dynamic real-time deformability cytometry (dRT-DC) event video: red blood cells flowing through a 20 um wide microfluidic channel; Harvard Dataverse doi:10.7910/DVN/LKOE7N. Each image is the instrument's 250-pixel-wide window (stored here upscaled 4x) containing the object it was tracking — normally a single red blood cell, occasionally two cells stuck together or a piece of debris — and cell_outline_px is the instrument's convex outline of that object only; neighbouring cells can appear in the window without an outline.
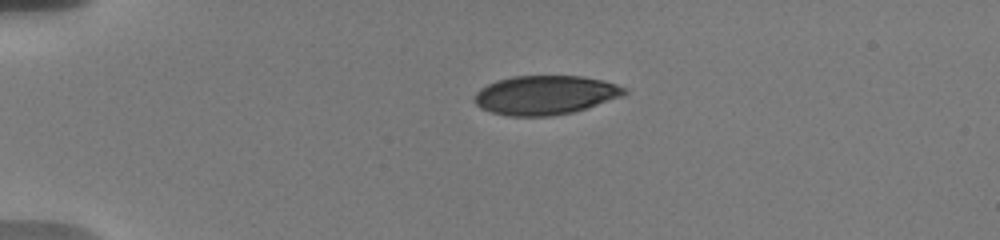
{"species": "human", "species_latin": "Homo sapiens", "temperature_condition": "warm", "stored_images_in_passage": 7, "camera_frame_rate_fps": 3000, "um_per_image_px": 0.085, "donor": {"sex": "male"}, "frame": {"image": 1, "passage_image": 1, "time_ms": 0.0, "image_size_px": [1000, 240], "cell_outline_px": [[628, 92], [624, 96], [572, 112], [552, 116], [508, 116], [492, 112], [480, 108], [472, 100], [472, 96], [480, 88], [496, 80], [512, 76], [584, 76], [604, 80], [628, 88]], "centroid_in_image_um": [46.34, 8.07], "position_along_channel_um": 38.7, "area_um2": 34.45}}
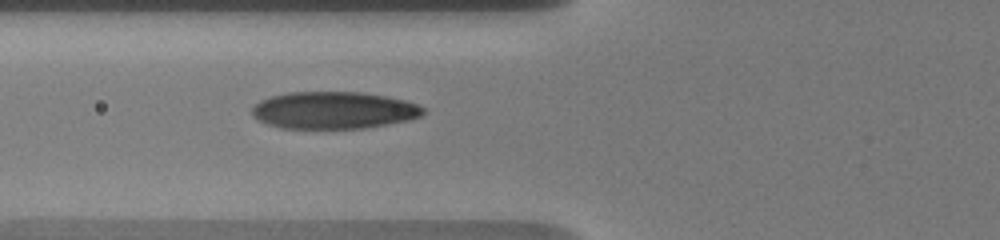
{"frame": {"image": 2, "passage_image": 7, "time_ms": 3.0, "image_size_px": [1000, 240], "cell_outline_px": [[424, 112], [420, 116], [408, 120], [388, 124], [364, 128], [280, 128], [256, 120], [252, 116], [252, 108], [260, 100], [272, 96], [288, 92], [364, 92], [404, 100], [416, 104], [424, 108]], "centroid_in_image_um": [28.33, 9.37], "position_along_channel_um": 97.5, "area_um2": 36.99}}